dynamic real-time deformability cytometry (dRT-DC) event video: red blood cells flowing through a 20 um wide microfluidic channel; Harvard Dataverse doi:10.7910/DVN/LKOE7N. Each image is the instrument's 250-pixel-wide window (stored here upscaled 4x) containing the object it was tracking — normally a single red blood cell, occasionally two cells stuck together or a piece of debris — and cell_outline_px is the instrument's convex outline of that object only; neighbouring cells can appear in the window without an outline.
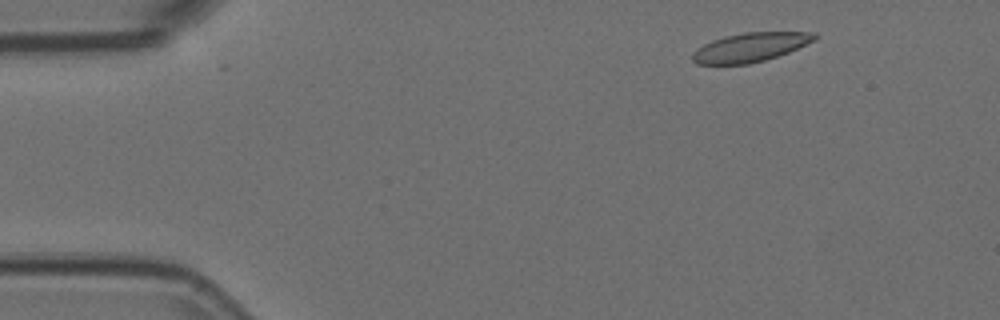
{"species": "Egyptian fruit bat (a non-hibernating species)", "species_latin": "Rousettus aegyptiacus", "temperature_condition": "room temperature", "stored_images_in_passage": 5, "camera_frame_rate_fps": 3000, "um_per_image_px": 0.085, "animal": {"sex": "female"}, "frame": {"image": 1, "passage_image": 2, "time_ms": 0.333, "image_size_px": [1000, 320], "cell_outline_px": [[820, 36], [816, 40], [788, 52], [764, 60], [748, 64], [696, 64], [692, 60], [692, 52], [696, 48], [712, 40], [724, 36], [744, 32], [816, 32]], "centroid_in_image_um": [63.78, 4.01], "position_along_channel_um": 21.2, "area_um2": 20.75}}
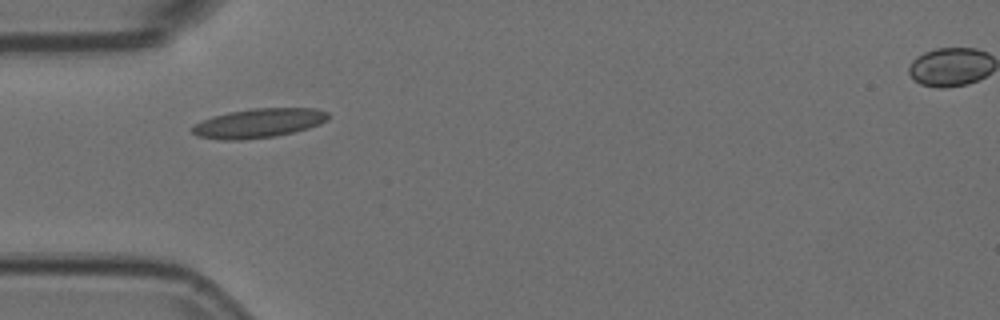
{"frame": {"image": 2, "passage_image": 4, "time_ms": 1.0, "image_size_px": [1000, 320], "cell_outline_px": [[328, 120], [320, 124], [308, 128], [276, 136], [240, 140], [220, 140], [196, 136], [192, 132], [192, 124], [212, 116], [228, 112], [252, 108], [316, 108], [328, 112]], "centroid_in_image_um": [21.95, 10.46], "position_along_channel_um": 63.0, "area_um2": 23.35}}
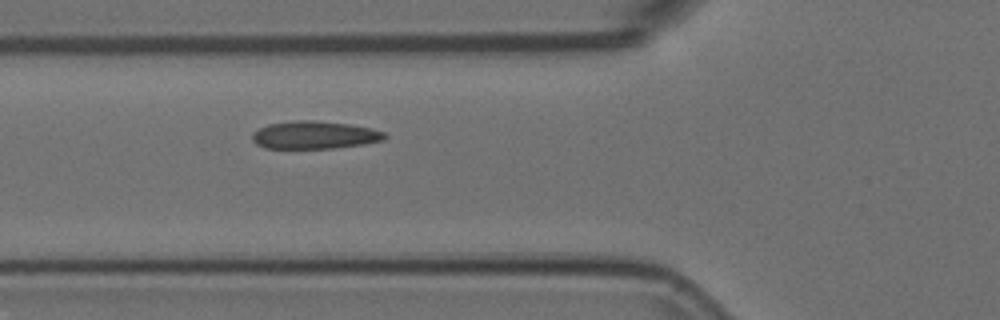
{"frame": {"image": 3, "passage_image": 5, "time_ms": 1.333, "image_size_px": [1000, 320], "cell_outline_px": [[388, 136], [384, 140], [364, 144], [332, 148], [264, 148], [256, 144], [252, 140], [252, 136], [260, 128], [268, 124], [292, 120], [316, 120], [348, 124], [372, 128], [384, 132]], "centroid_in_image_um": [26.75, 11.47], "position_along_channel_um": 99.0, "area_um2": 21.44}}